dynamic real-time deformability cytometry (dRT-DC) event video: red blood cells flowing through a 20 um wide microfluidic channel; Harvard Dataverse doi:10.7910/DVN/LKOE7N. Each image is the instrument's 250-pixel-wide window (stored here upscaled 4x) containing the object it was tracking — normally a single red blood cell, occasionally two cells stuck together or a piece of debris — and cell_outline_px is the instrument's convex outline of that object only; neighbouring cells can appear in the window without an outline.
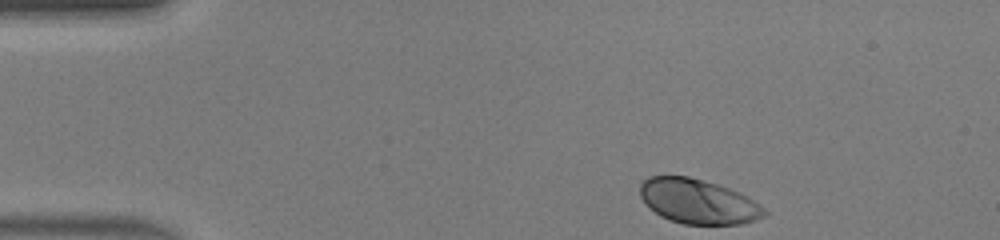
{"species": "human", "species_latin": "Homo sapiens", "temperature_condition": "warm", "stored_images_in_passage": 43, "camera_frame_rate_fps": 3000, "um_per_image_px": 0.085, "donor": {"sex": "male"}, "frame": {"image": 1, "passage_image": 1, "time_ms": 0.0, "image_size_px": [1000, 240], "cell_outline_px": [[768, 212], [764, 216], [756, 220], [740, 224], [684, 224], [660, 216], [640, 196], [640, 184], [648, 176], [688, 176], [704, 180], [740, 192], [748, 196], [764, 208]], "centroid_in_image_um": [59.36, 17.11], "position_along_channel_um": 25.6, "area_um2": 32.14}}
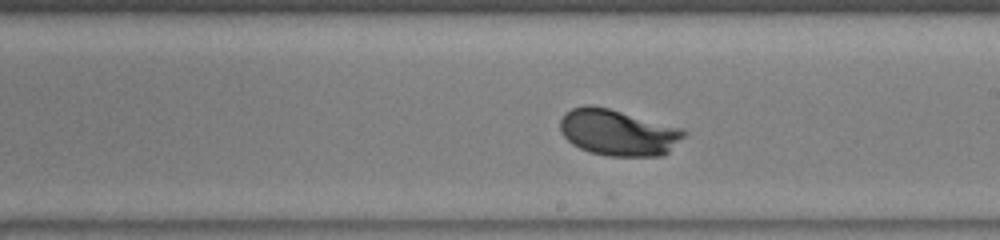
{"frame": {"image": 2, "passage_image": 22, "time_ms": 7.0, "image_size_px": [1000, 240], "cell_outline_px": [[688, 132], [664, 156], [608, 156], [588, 152], [572, 144], [560, 132], [560, 120], [564, 112], [572, 108], [584, 104], [592, 104], [608, 108], [684, 128]], "centroid_in_image_um": [52.52, 11.25], "position_along_channel_um": 236.5, "area_um2": 33.7}}
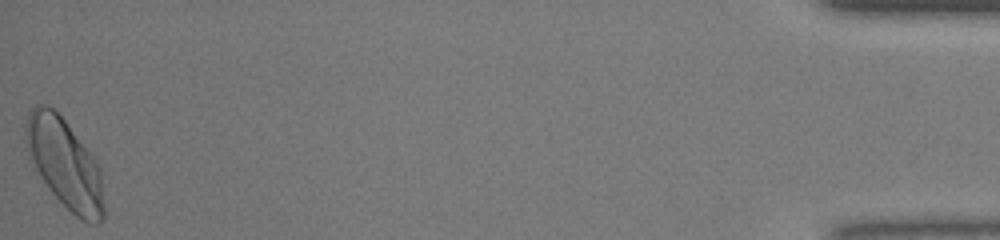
{"frame": {"image": 3, "passage_image": 43, "time_ms": 14.0, "image_size_px": [1000, 240], "cell_outline_px": [[104, 216], [100, 224], [88, 224], [80, 220], [52, 192], [28, 160], [24, 140], [24, 124], [28, 112], [36, 104], [48, 104], [64, 120], [96, 160], [100, 168], [104, 204]], "centroid_in_image_um": [5.47, 13.9], "position_along_channel_um": 429.7, "area_um2": 41.04}, "authors_computed_cell_mechanics": {"area_um2": 33.2928, "velocity_mm_per_s": 4.1316, "shape_relaxation_time_tau1_ms": 1.8102, "shape_relaxation_time_tau2_ms": null, "deformation_change_tau1": 0.1135, "deformation_change_tau2": null}}